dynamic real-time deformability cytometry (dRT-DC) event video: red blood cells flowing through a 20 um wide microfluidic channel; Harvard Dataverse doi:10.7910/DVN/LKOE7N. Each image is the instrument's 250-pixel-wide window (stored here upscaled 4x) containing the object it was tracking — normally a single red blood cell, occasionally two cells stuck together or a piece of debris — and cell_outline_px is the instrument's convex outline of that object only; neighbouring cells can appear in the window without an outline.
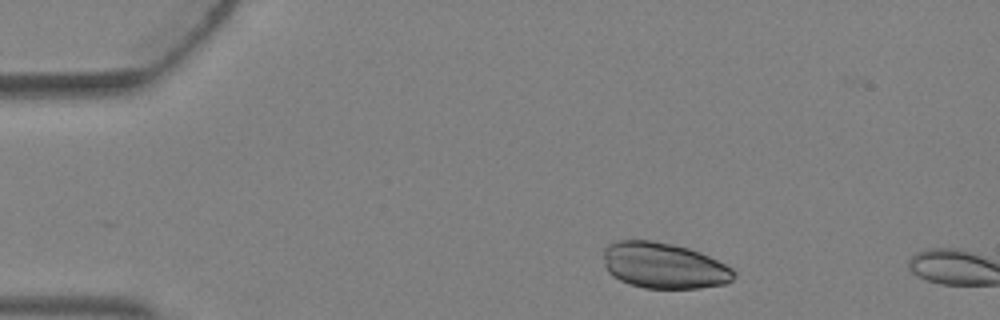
{"species": "Egyptian fruit bat (a non-hibernating species)", "species_latin": "Rousettus aegyptiacus", "temperature_condition": "warm", "stored_images_in_passage": 2, "camera_frame_rate_fps": 3000, "um_per_image_px": 0.085, "animal": {"sex": "female"}, "frame": {"image": 1, "passage_image": 1, "time_ms": 0.0, "image_size_px": [1000, 320], "cell_outline_px": [[736, 276], [732, 280], [724, 284], [700, 288], [644, 288], [628, 284], [612, 276], [608, 272], [604, 264], [604, 248], [608, 244], [616, 240], [652, 240], [672, 244], [688, 248], [700, 252], [732, 268], [736, 272]], "centroid_in_image_um": [56.4, 22.57], "position_along_channel_um": 28.6, "area_um2": 35.03}}